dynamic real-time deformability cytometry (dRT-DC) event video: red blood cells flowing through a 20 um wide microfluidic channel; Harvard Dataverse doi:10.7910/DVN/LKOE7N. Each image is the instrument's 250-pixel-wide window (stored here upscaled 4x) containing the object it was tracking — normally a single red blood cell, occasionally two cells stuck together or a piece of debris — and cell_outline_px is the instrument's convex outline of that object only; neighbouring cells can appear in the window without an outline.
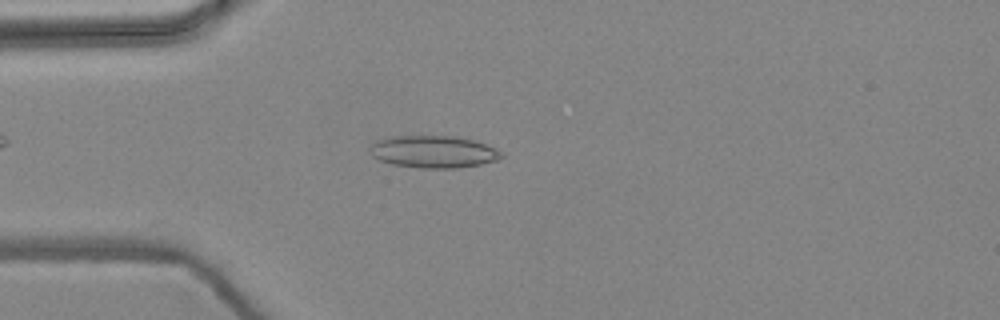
{"species": "common noctule bat (a hibernating species)", "species_latin": "Nyctalus noctula", "temperature_condition": "warm", "stored_images_in_passage": 4, "camera_frame_rate_fps": 3000, "um_per_image_px": 0.085, "animal": {"sex": "female", "body_mass_g": 24.6, "forearm_length_mm": 56.2}, "frame": {"image": 1, "passage_image": 3, "time_ms": 0.667, "image_size_px": [1000, 320], "cell_outline_px": [[504, 156], [496, 160], [480, 164], [456, 168], [420, 168], [392, 164], [380, 160], [372, 156], [372, 144], [376, 140], [392, 136], [452, 136], [476, 140], [496, 148]], "centroid_in_image_um": [36.86, 12.89], "position_along_channel_um": 48.1, "area_um2": 24.57}}